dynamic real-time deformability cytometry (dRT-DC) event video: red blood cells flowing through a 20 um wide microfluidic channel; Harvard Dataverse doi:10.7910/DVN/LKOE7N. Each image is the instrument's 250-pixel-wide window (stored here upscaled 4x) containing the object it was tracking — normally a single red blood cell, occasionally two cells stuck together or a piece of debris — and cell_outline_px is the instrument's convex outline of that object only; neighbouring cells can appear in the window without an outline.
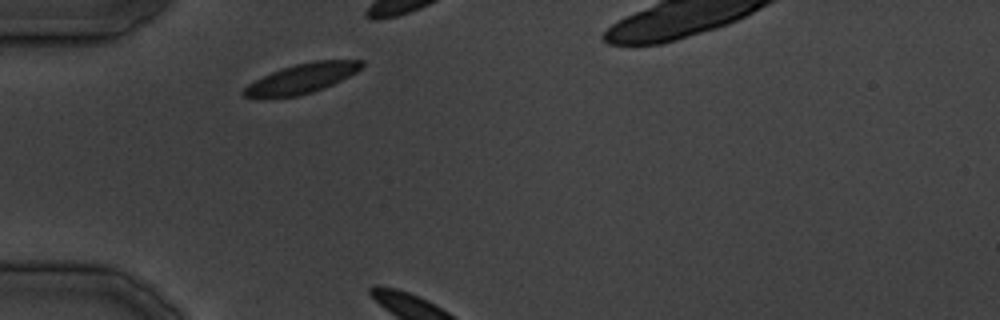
{"species": "common noctule bat (a hibernating species)", "species_latin": "Nyctalus noctula", "temperature_condition": "cold", "stored_images_in_passage": 3, "camera_frame_rate_fps": 3000, "um_per_image_px": 0.085, "animal": {"sex": "male", "body_mass_g": 19.5, "forearm_length_mm": 54.6}, "frame": {"image": 1, "passage_image": 1, "time_ms": 0.0, "image_size_px": [1000, 320], "cell_outline_px": [[364, 64], [356, 72], [324, 88], [312, 92], [296, 96], [240, 96], [240, 92], [248, 84], [272, 72], [296, 64], [316, 60], [364, 60]], "centroid_in_image_um": [25.68, 6.65], "position_along_channel_um": 59.3, "area_um2": 19.77}}